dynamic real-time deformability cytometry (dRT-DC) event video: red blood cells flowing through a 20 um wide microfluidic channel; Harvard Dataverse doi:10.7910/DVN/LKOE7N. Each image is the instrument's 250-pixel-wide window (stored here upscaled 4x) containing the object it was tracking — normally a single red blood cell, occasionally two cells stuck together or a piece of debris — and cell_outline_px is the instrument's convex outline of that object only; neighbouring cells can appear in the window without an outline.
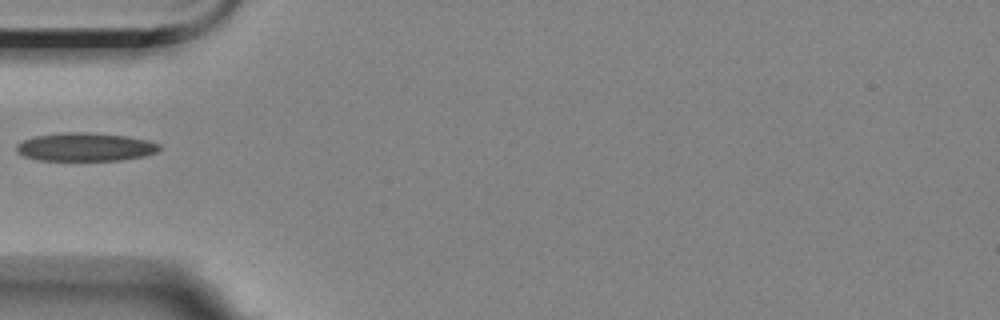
{"species": "Egyptian fruit bat (a non-hibernating species)", "species_latin": "Rousettus aegyptiacus", "temperature_condition": "room temperature", "stored_images_in_passage": 2, "camera_frame_rate_fps": 3000, "um_per_image_px": 0.085, "animal": {"sex": "female"}, "frame": {"image": 1, "passage_image": 2, "time_ms": 1.333, "image_size_px": [1000, 320], "cell_outline_px": [[160, 148], [156, 152], [144, 156], [120, 160], [40, 160], [24, 156], [16, 152], [16, 144], [32, 136], [60, 132], [88, 132], [128, 136], [148, 140], [160, 144]], "centroid_in_image_um": [7.23, 12.48], "position_along_channel_um": 77.8, "area_um2": 23.76}}